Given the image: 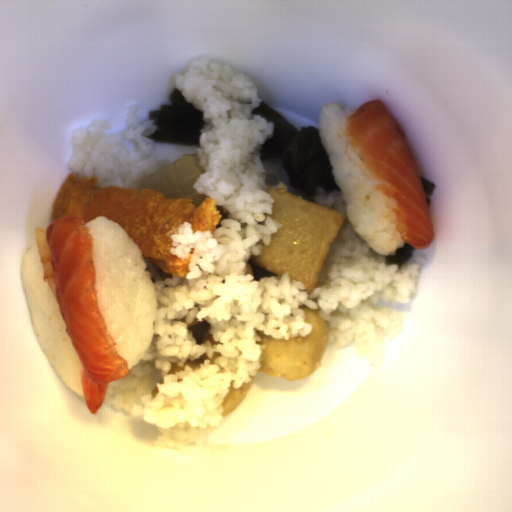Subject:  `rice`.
<instances>
[{
  "label": "rice",
  "instance_id": "rice-1",
  "mask_svg": "<svg viewBox=\"0 0 512 512\" xmlns=\"http://www.w3.org/2000/svg\"><path fill=\"white\" fill-rule=\"evenodd\" d=\"M175 89L202 110L196 153L203 172L194 189L214 199L220 219L212 233L185 222L169 252L188 258V273L168 275L143 260L157 291L153 340L129 374L109 382L107 403L153 425L155 447L200 446L222 418L229 388L251 382L262 367L259 331L293 339L313 331L302 306L319 310L327 344H352L366 356L402 331L403 315L379 301H412L423 255L403 266L375 253L348 221L341 190L316 187L314 203L344 218L312 293L250 262L282 226L260 157L274 122L252 114L261 102L257 86L230 65L206 56L176 74Z\"/></svg>",
  "mask_w": 512,
  "mask_h": 512
},
{
  "label": "rice",
  "instance_id": "rice-2",
  "mask_svg": "<svg viewBox=\"0 0 512 512\" xmlns=\"http://www.w3.org/2000/svg\"><path fill=\"white\" fill-rule=\"evenodd\" d=\"M84 225L93 237L98 309L129 370L139 365L154 340L158 291L140 246L118 222L99 214Z\"/></svg>",
  "mask_w": 512,
  "mask_h": 512
},
{
  "label": "rice",
  "instance_id": "rice-3",
  "mask_svg": "<svg viewBox=\"0 0 512 512\" xmlns=\"http://www.w3.org/2000/svg\"><path fill=\"white\" fill-rule=\"evenodd\" d=\"M355 111L338 103H328L317 116V132L331 166V174L346 204L344 214L356 234L377 255L394 257L406 240L396 230L392 208L395 200L374 189L379 181L362 165L359 153L344 134L347 118Z\"/></svg>",
  "mask_w": 512,
  "mask_h": 512
},
{
  "label": "rice",
  "instance_id": "rice-4",
  "mask_svg": "<svg viewBox=\"0 0 512 512\" xmlns=\"http://www.w3.org/2000/svg\"><path fill=\"white\" fill-rule=\"evenodd\" d=\"M138 112L134 105L128 108L122 131H110L112 123L100 118L76 129L72 133L74 151L68 162L70 174L79 179L92 176L102 188L138 190L140 179L174 163L156 156L158 143L149 139L156 125L151 119L138 121Z\"/></svg>",
  "mask_w": 512,
  "mask_h": 512
},
{
  "label": "rice",
  "instance_id": "rice-5",
  "mask_svg": "<svg viewBox=\"0 0 512 512\" xmlns=\"http://www.w3.org/2000/svg\"><path fill=\"white\" fill-rule=\"evenodd\" d=\"M43 277V262L36 243L26 252L20 274L33 333L46 359L68 389L85 398L82 382L85 366L64 330L67 325L59 312V303Z\"/></svg>",
  "mask_w": 512,
  "mask_h": 512
}]
</instances>
